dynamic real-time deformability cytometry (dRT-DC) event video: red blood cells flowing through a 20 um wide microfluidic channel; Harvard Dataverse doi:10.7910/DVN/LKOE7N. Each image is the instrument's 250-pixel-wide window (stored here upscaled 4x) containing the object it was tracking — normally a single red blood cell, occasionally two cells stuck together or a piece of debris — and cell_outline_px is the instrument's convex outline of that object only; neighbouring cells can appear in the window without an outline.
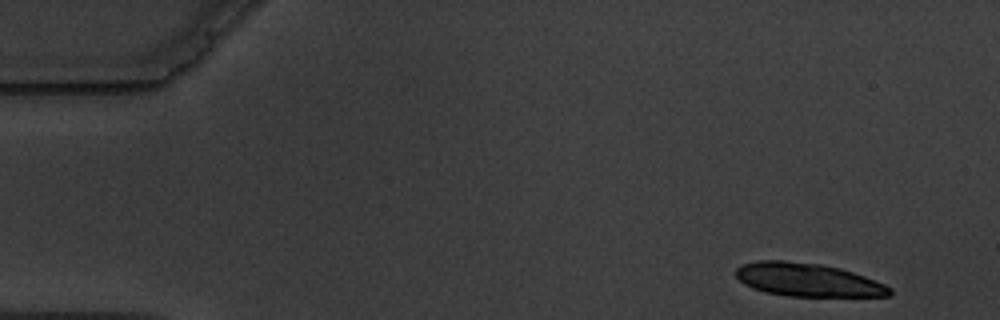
{"species": "common noctule bat (a hibernating species)", "species_latin": "Nyctalus noctula", "temperature_condition": "warm", "stored_images_in_passage": 5, "camera_frame_rate_fps": 3000, "um_per_image_px": 0.085, "animal": {"sex": "male", "body_mass_g": 19.5, "forearm_length_mm": 54.6}, "frame": {"image": 1, "passage_image": 1, "time_ms": 0.0, "image_size_px": [1000, 320], "cell_outline_px": [[892, 292], [888, 296], [788, 296], [764, 292], [752, 288], [744, 284], [736, 276], [736, 268], [740, 264], [756, 260], [784, 260], [820, 264], [840, 268], [864, 276], [884, 284], [892, 288]], "centroid_in_image_um": [68.61, 23.78], "position_along_channel_um": 16.4, "area_um2": 29.88}}